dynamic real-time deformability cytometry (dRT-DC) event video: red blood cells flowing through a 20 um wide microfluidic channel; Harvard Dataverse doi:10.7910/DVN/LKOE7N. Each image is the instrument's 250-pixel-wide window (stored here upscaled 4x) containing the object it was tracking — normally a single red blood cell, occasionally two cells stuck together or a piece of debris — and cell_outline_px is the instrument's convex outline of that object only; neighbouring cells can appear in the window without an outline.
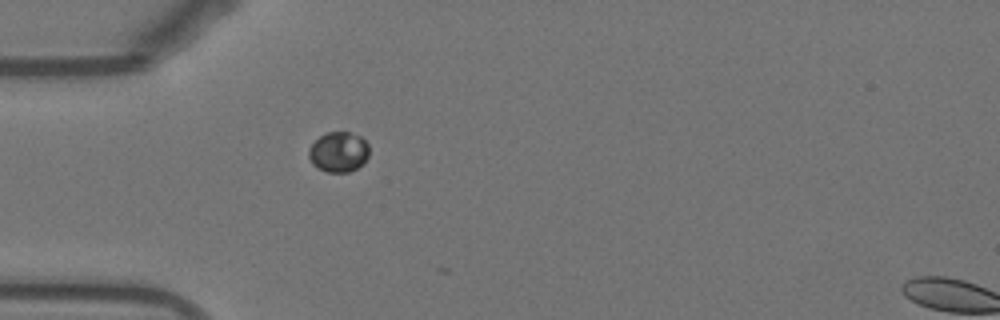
{"species": "Egyptian fruit bat (a non-hibernating species)", "species_latin": "Rousettus aegyptiacus", "temperature_condition": "warm", "stored_images_in_passage": 10, "camera_frame_rate_fps": 3000, "um_per_image_px": 0.085, "animal": {"sex": "female"}, "frame": {"image": 1, "passage_image": 1, "time_ms": 0.0, "image_size_px": [1000, 320], "cell_outline_px": [[368, 156], [364, 164], [348, 172], [328, 172], [312, 164], [308, 156], [308, 148], [320, 136], [328, 132], [348, 132], [360, 136], [368, 144]], "centroid_in_image_um": [28.78, 12.92], "position_along_channel_um": 56.2, "area_um2": 14.1}}
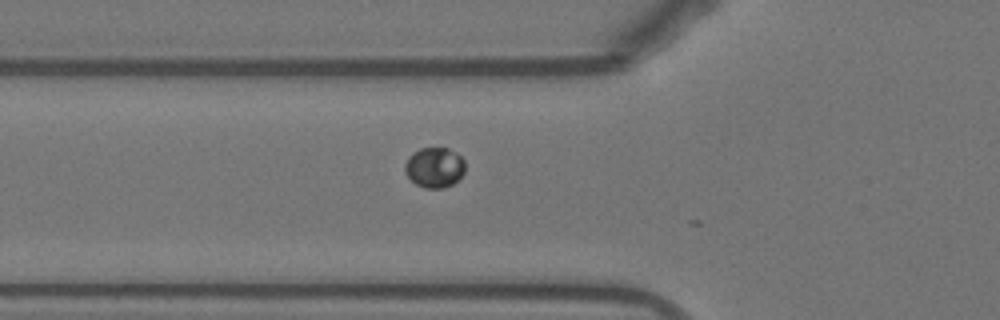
{"frame": {"image": 2, "passage_image": 4, "time_ms": 1.0, "image_size_px": [1000, 320], "cell_outline_px": [[464, 172], [460, 180], [444, 188], [424, 188], [416, 184], [404, 172], [404, 164], [408, 156], [412, 152], [420, 148], [448, 148], [456, 152], [464, 160]], "centroid_in_image_um": [36.93, 14.23], "position_along_channel_um": 88.9, "area_um2": 14.33}}
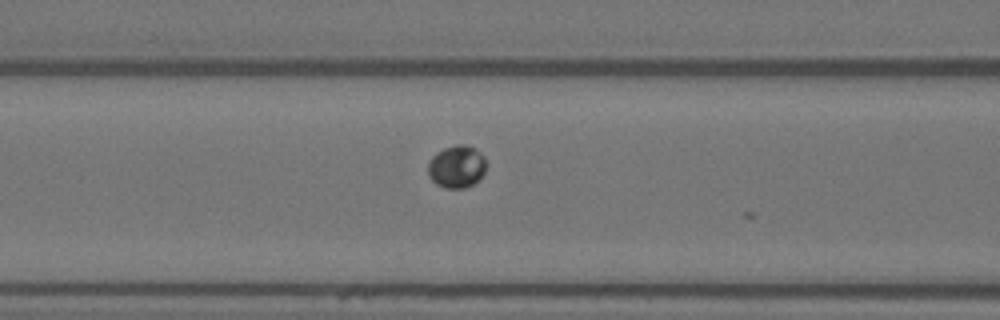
{"frame": {"image": 3, "passage_image": 7, "time_ms": 2.0, "image_size_px": [1000, 320], "cell_outline_px": [[484, 172], [480, 180], [464, 188], [444, 188], [436, 184], [428, 176], [428, 164], [432, 156], [436, 152], [444, 148], [456, 144], [464, 144], [476, 148], [484, 156]], "centroid_in_image_um": [38.8, 14.16], "position_along_channel_um": 127.8, "area_um2": 14.51}}